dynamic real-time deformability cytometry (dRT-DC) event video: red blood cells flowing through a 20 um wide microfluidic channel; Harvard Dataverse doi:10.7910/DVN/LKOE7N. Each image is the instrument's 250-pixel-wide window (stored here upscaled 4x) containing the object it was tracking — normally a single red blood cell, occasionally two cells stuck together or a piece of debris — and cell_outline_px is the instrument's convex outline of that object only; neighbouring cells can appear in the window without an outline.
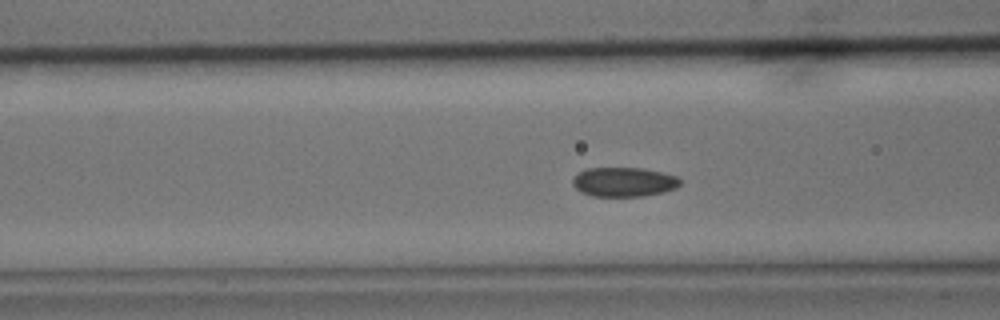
{"species": "common noctule bat (a hibernating species)", "species_latin": "Nyctalus noctula", "temperature_condition": "cold", "stored_images_in_passage": 57, "segment_of_instrument_passage": [1, 2], "camera_frame_rate_fps": 3000, "um_per_image_px": 0.085, "animal": {"sex": "male", "body_mass_g": 15.6}, "frame": {"image": 1, "passage_image": 22, "time_ms": 7.0, "image_size_px": [1000, 320], "cell_outline_px": [[680, 184], [676, 188], [664, 192], [644, 196], [592, 196], [576, 188], [572, 184], [572, 180], [576, 172], [584, 168], [644, 168], [676, 176], [680, 180]], "centroid_in_image_um": [53.0, 15.46], "position_along_channel_um": 113.6, "area_um2": 18.44}}
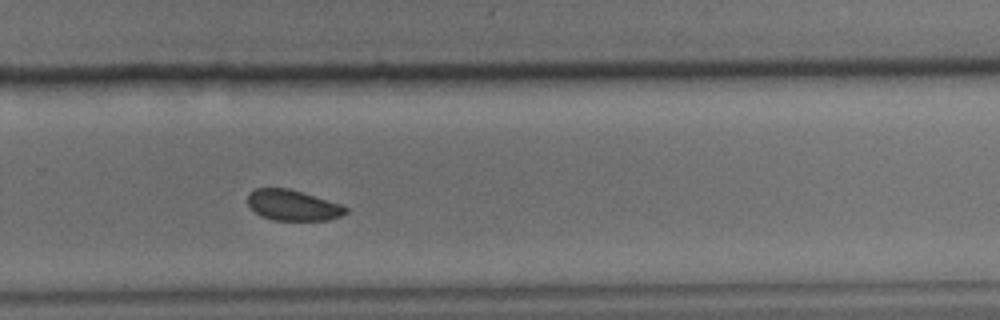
{"frame": {"image": 2, "passage_image": 38, "time_ms": 12.333, "image_size_px": [1000, 320], "cell_outline_px": [[348, 212], [340, 216], [328, 220], [272, 220], [260, 216], [248, 204], [248, 192], [256, 188], [288, 188], [340, 204], [348, 208]], "centroid_in_image_um": [24.87, 17.45], "position_along_channel_um": 304.9, "area_um2": 17.4}}
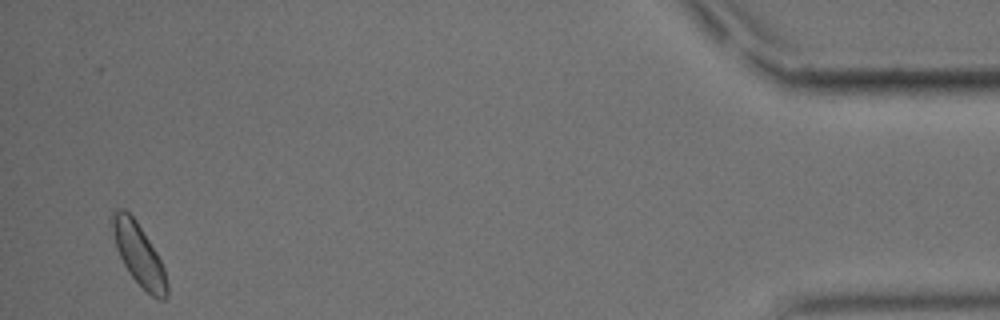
{"frame": {"image": 3, "passage_image": 54, "time_ms": 17.667, "image_size_px": [1000, 320], "cell_outline_px": [[168, 296], [164, 300], [160, 300], [152, 296], [128, 272], [116, 248], [112, 232], [112, 208], [124, 208], [136, 220], [156, 252], [164, 268], [168, 284]], "centroid_in_image_um": [11.79, 21.6], "position_along_channel_um": 423.4, "area_um2": 19.54}}